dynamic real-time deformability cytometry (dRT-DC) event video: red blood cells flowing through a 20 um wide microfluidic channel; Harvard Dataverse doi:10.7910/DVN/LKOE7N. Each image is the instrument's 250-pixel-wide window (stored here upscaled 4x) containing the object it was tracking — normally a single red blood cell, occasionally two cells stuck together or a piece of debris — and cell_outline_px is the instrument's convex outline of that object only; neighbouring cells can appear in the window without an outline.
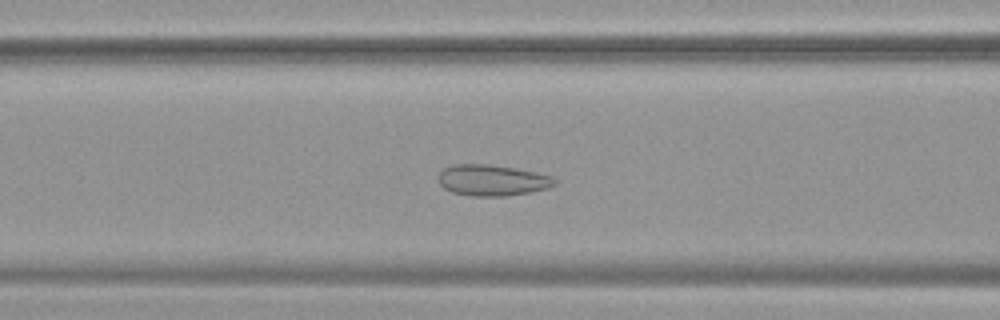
{"species": "common noctule bat (a hibernating species)", "species_latin": "Nyctalus noctula", "temperature_condition": "warm", "stored_images_in_passage": 52, "camera_frame_rate_fps": 3000, "um_per_image_px": 0.085, "animal": {"sex": "female", "body_mass_g": 19.9}, "frame": {"image": 1, "passage_image": 20, "time_ms": 6.333, "image_size_px": [1000, 320], "cell_outline_px": [[556, 184], [548, 188], [508, 196], [468, 196], [452, 192], [444, 188], [436, 180], [436, 176], [444, 168], [452, 164], [488, 164], [516, 168], [536, 172], [552, 176], [556, 180]], "centroid_in_image_um": [41.8, 15.32], "position_along_channel_um": 124.8, "area_um2": 21.33}}
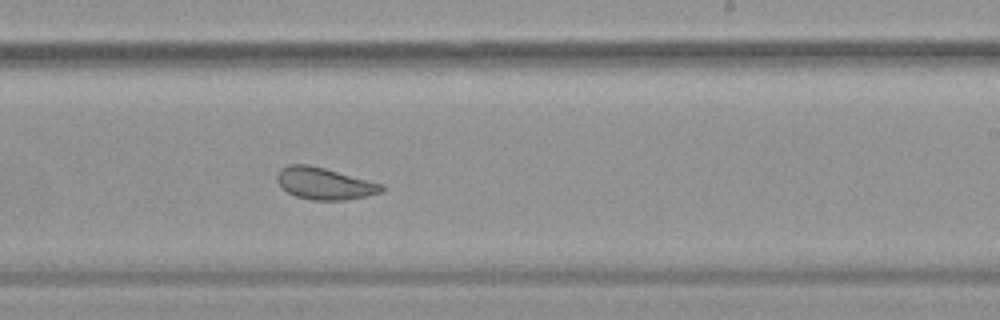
{"frame": {"image": 2, "passage_image": 31, "time_ms": 10.0, "image_size_px": [1000, 320], "cell_outline_px": [[384, 188], [380, 192], [364, 196], [344, 200], [312, 200], [296, 196], [288, 192], [276, 180], [276, 176], [280, 168], [288, 164], [308, 164], [324, 168], [384, 184]], "centroid_in_image_um": [27.55, 15.58], "position_along_channel_um": 261.4, "area_um2": 19.25}}
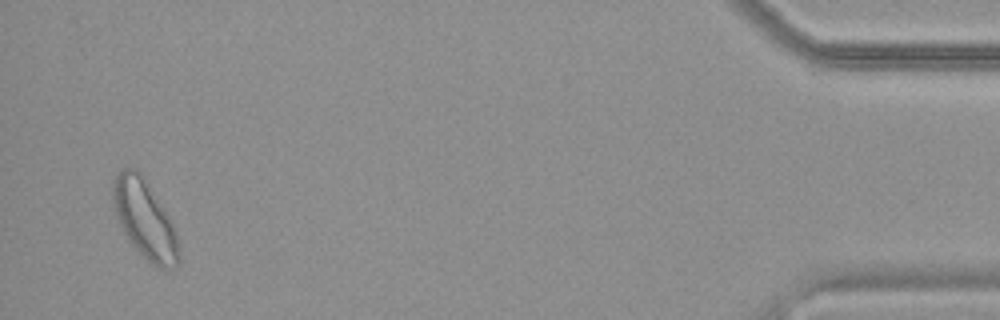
{"frame": {"image": 3, "passage_image": 50, "time_ms": 16.333, "image_size_px": [1000, 320], "cell_outline_px": [[180, 260], [176, 268], [160, 268], [152, 264], [128, 240], [116, 216], [112, 200], [112, 184], [116, 172], [120, 168], [136, 168], [144, 176], [168, 216], [176, 232], [180, 256]], "centroid_in_image_um": [12.28, 18.6], "position_along_channel_um": 422.9, "area_um2": 30.06}, "authors_computed_cell_mechanics": {"area_um2": 24.7095, "velocity_mm_per_s": 3.7418, "shape_relaxation_time_tau1_ms": null, "shape_relaxation_time_tau2_ms": 1.0453, "deformation_change_tau1": null, "deformation_change_tau2": 0.0806}}